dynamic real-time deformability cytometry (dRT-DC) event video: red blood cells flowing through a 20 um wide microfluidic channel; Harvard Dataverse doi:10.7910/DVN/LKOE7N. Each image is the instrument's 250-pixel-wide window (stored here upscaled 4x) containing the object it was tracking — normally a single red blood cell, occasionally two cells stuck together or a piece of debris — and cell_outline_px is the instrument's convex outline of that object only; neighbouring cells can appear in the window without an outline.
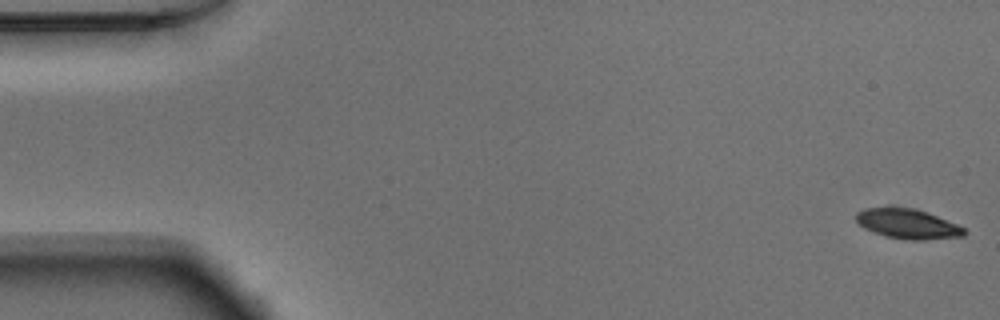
{"species": "Egyptian fruit bat (a non-hibernating species)", "species_latin": "Rousettus aegyptiacus", "temperature_condition": "warm", "stored_images_in_passage": 52, "camera_frame_rate_fps": 3000, "um_per_image_px": 0.085, "animal": {"sex": "male"}, "frame": {"image": 1, "passage_image": 1, "time_ms": 0.0, "image_size_px": [1000, 320], "cell_outline_px": [[968, 232], [964, 236], [924, 240], [908, 240], [884, 236], [872, 232], [864, 228], [856, 220], [856, 212], [864, 208], [912, 208], [928, 212], [956, 224], [964, 228]], "centroid_in_image_um": [77.16, 19.04], "position_along_channel_um": 7.8, "area_um2": 18.73}}
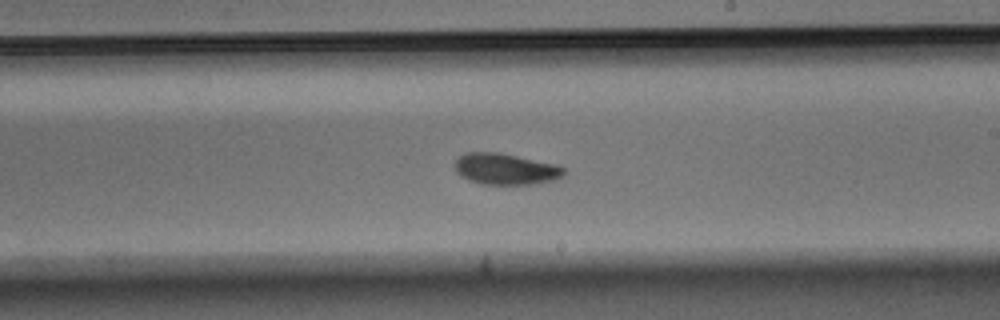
{"frame": {"image": 2, "passage_image": 30, "time_ms": 9.667, "image_size_px": [1000, 320], "cell_outline_px": [[564, 176], [556, 180], [532, 184], [480, 184], [468, 180], [460, 176], [456, 172], [456, 160], [460, 156], [468, 152], [500, 152], [556, 164], [564, 168]], "centroid_in_image_um": [42.99, 14.37], "position_along_channel_um": 246.0, "area_um2": 19.94}}
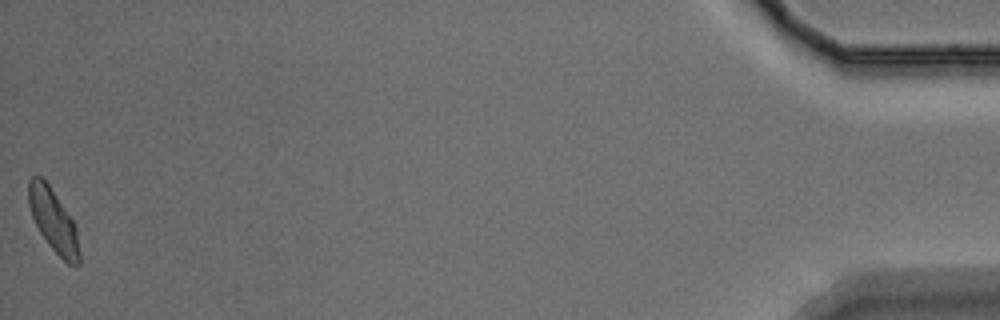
{"frame": {"image": 3, "passage_image": 52, "time_ms": 17.0, "image_size_px": [1000, 320], "cell_outline_px": [[80, 264], [68, 264], [48, 244], [40, 232], [32, 216], [28, 204], [28, 180], [32, 176], [40, 176], [48, 184], [72, 220], [76, 228], [80, 252]], "centroid_in_image_um": [4.52, 18.75], "position_along_channel_um": 430.7, "area_um2": 18.21}, "authors_computed_cell_mechanics": {"area_um2": 19.5364, "velocity_mm_per_s": 3.865, "shape_relaxation_time_tau1_ms": 2.9894, "shape_relaxation_time_tau2_ms": 5.0659, "deformation_change_tau1": 0.1314, "deformation_change_tau2": 0.0938}}